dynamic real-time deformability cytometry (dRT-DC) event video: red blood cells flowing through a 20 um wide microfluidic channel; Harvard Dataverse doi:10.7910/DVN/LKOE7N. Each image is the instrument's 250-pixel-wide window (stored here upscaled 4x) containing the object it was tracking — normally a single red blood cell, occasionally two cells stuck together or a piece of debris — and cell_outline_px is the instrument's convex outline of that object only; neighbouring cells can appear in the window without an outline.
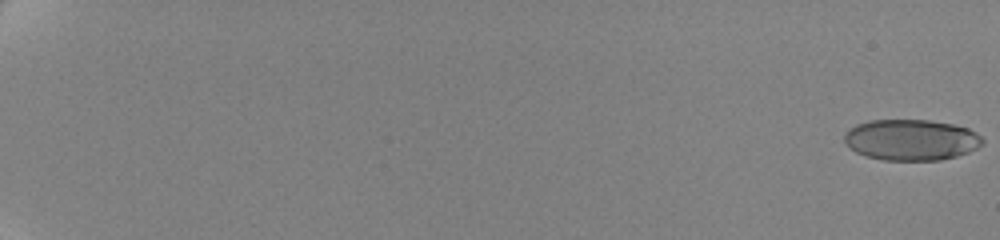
{"species": "human", "species_latin": "Homo sapiens", "temperature_condition": "cold", "stored_images_in_passage": 31, "camera_frame_rate_fps": 3000, "um_per_image_px": 0.085, "donor": {"sex": "female"}, "frame": {"image": 1, "passage_image": 1, "time_ms": 0.0, "image_size_px": [1000, 240], "cell_outline_px": [[984, 144], [968, 152], [956, 156], [940, 160], [884, 160], [868, 156], [856, 152], [848, 148], [844, 140], [844, 136], [856, 124], [868, 120], [928, 120], [952, 124], [968, 128], [976, 132], [984, 140]], "centroid_in_image_um": [77.46, 11.88], "position_along_channel_um": 7.5, "area_um2": 32.95}}
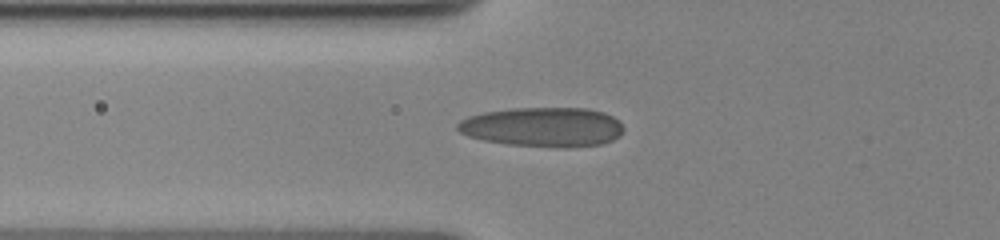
{"frame": {"image": 2, "passage_image": 26, "time_ms": 8.667, "image_size_px": [1000, 240], "cell_outline_px": [[624, 128], [620, 136], [612, 140], [600, 144], [568, 148], [556, 148], [508, 144], [484, 140], [468, 136], [460, 132], [456, 128], [456, 124], [460, 120], [468, 116], [484, 112], [512, 108], [588, 108], [604, 112], [620, 120]], "centroid_in_image_um": [46.16, 10.8], "position_along_channel_um": 79.6, "area_um2": 38.61}}
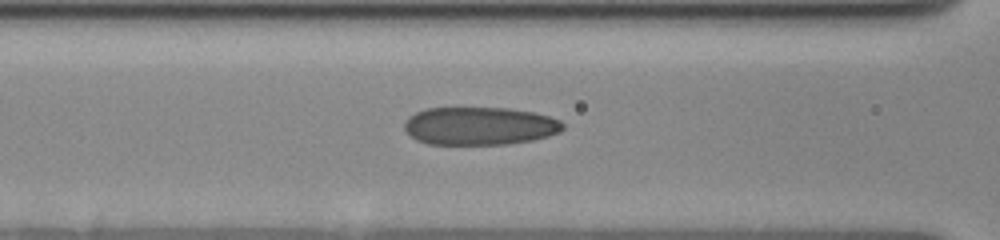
{"frame": {"image": 3, "passage_image": 29, "time_ms": 10.0, "image_size_px": [1000, 240], "cell_outline_px": [[564, 128], [560, 132], [548, 136], [532, 140], [508, 144], [428, 144], [416, 140], [404, 128], [404, 120], [408, 116], [424, 108], [508, 108], [532, 112], [548, 116], [560, 120], [564, 124]], "centroid_in_image_um": [40.75, 10.7], "position_along_channel_um": 125.8, "area_um2": 35.2}}